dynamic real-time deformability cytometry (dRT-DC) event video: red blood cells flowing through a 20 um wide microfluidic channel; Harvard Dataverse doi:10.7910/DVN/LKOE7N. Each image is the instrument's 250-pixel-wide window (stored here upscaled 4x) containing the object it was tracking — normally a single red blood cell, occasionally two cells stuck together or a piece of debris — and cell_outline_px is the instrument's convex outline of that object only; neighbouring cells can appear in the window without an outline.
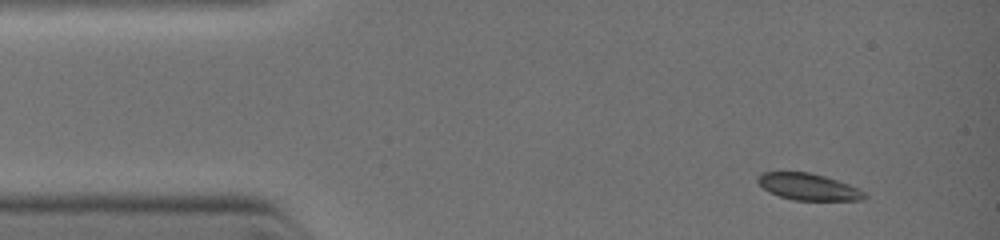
{"species": "common noctule bat (a hibernating species)", "species_latin": "Nyctalus noctula", "temperature_condition": "warm", "stored_images_in_passage": 4, "camera_frame_rate_fps": 3000, "um_per_image_px": 0.085, "animal": {"sex": "female", "body_mass_g": 19.0, "forearm_length_mm": 51.5}, "frame": {"image": 1, "passage_image": 1, "time_ms": 0.0, "image_size_px": [1000, 240], "cell_outline_px": [[868, 196], [860, 200], [792, 200], [768, 192], [756, 180], [764, 172], [808, 172], [824, 176], [848, 184], [864, 192]], "centroid_in_image_um": [68.7, 15.88], "position_along_channel_um": 16.3, "area_um2": 16.3}}
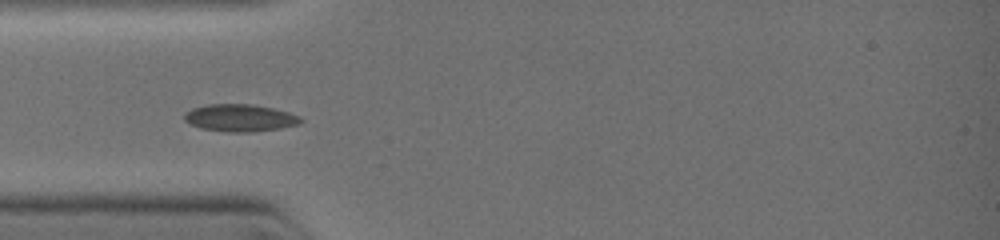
{"frame": {"image": 2, "passage_image": 3, "time_ms": 2.333, "image_size_px": [1000, 240], "cell_outline_px": [[304, 120], [300, 124], [280, 128], [252, 132], [228, 132], [200, 128], [184, 120], [184, 112], [192, 108], [208, 104], [252, 104], [272, 108], [288, 112], [300, 116]], "centroid_in_image_um": [20.4, 10.02], "position_along_channel_um": 64.6, "area_um2": 18.55}}